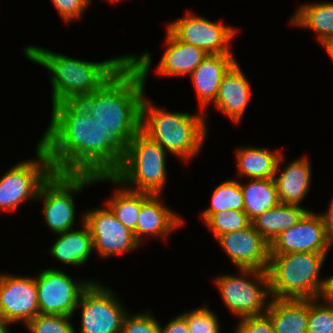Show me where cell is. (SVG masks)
Masks as SVG:
<instances>
[{
	"instance_id": "cell-2",
	"label": "cell",
	"mask_w": 333,
	"mask_h": 333,
	"mask_svg": "<svg viewBox=\"0 0 333 333\" xmlns=\"http://www.w3.org/2000/svg\"><path fill=\"white\" fill-rule=\"evenodd\" d=\"M151 58L129 56L96 91L79 102L124 149L140 131L144 83Z\"/></svg>"
},
{
	"instance_id": "cell-36",
	"label": "cell",
	"mask_w": 333,
	"mask_h": 333,
	"mask_svg": "<svg viewBox=\"0 0 333 333\" xmlns=\"http://www.w3.org/2000/svg\"><path fill=\"white\" fill-rule=\"evenodd\" d=\"M56 9L67 22L73 18L80 17L90 0H52Z\"/></svg>"
},
{
	"instance_id": "cell-13",
	"label": "cell",
	"mask_w": 333,
	"mask_h": 333,
	"mask_svg": "<svg viewBox=\"0 0 333 333\" xmlns=\"http://www.w3.org/2000/svg\"><path fill=\"white\" fill-rule=\"evenodd\" d=\"M93 239L94 248L101 256L120 254L139 245L134 233L126 228L108 209H96L83 216Z\"/></svg>"
},
{
	"instance_id": "cell-4",
	"label": "cell",
	"mask_w": 333,
	"mask_h": 333,
	"mask_svg": "<svg viewBox=\"0 0 333 333\" xmlns=\"http://www.w3.org/2000/svg\"><path fill=\"white\" fill-rule=\"evenodd\" d=\"M204 116L163 111L149 106L143 98L140 130L164 150L190 158L198 152L205 139L207 129Z\"/></svg>"
},
{
	"instance_id": "cell-10",
	"label": "cell",
	"mask_w": 333,
	"mask_h": 333,
	"mask_svg": "<svg viewBox=\"0 0 333 333\" xmlns=\"http://www.w3.org/2000/svg\"><path fill=\"white\" fill-rule=\"evenodd\" d=\"M118 302L110 290L92 282L77 304L82 305V327L79 333H120L128 314Z\"/></svg>"
},
{
	"instance_id": "cell-24",
	"label": "cell",
	"mask_w": 333,
	"mask_h": 333,
	"mask_svg": "<svg viewBox=\"0 0 333 333\" xmlns=\"http://www.w3.org/2000/svg\"><path fill=\"white\" fill-rule=\"evenodd\" d=\"M83 224V230H69L59 234L60 238L50 250L55 258L66 264L78 266L87 261L94 245L88 226Z\"/></svg>"
},
{
	"instance_id": "cell-5",
	"label": "cell",
	"mask_w": 333,
	"mask_h": 333,
	"mask_svg": "<svg viewBox=\"0 0 333 333\" xmlns=\"http://www.w3.org/2000/svg\"><path fill=\"white\" fill-rule=\"evenodd\" d=\"M325 256L317 252L270 255L267 274L273 298H319L324 281H319L318 274Z\"/></svg>"
},
{
	"instance_id": "cell-31",
	"label": "cell",
	"mask_w": 333,
	"mask_h": 333,
	"mask_svg": "<svg viewBox=\"0 0 333 333\" xmlns=\"http://www.w3.org/2000/svg\"><path fill=\"white\" fill-rule=\"evenodd\" d=\"M69 319L63 315L38 314L26 325L31 333H76Z\"/></svg>"
},
{
	"instance_id": "cell-18",
	"label": "cell",
	"mask_w": 333,
	"mask_h": 333,
	"mask_svg": "<svg viewBox=\"0 0 333 333\" xmlns=\"http://www.w3.org/2000/svg\"><path fill=\"white\" fill-rule=\"evenodd\" d=\"M251 94L249 82L236 63L223 77L215 99L219 110L232 121H239Z\"/></svg>"
},
{
	"instance_id": "cell-22",
	"label": "cell",
	"mask_w": 333,
	"mask_h": 333,
	"mask_svg": "<svg viewBox=\"0 0 333 333\" xmlns=\"http://www.w3.org/2000/svg\"><path fill=\"white\" fill-rule=\"evenodd\" d=\"M310 171L308 160L302 158L290 163L278 178H273L280 203L299 205L308 191Z\"/></svg>"
},
{
	"instance_id": "cell-35",
	"label": "cell",
	"mask_w": 333,
	"mask_h": 333,
	"mask_svg": "<svg viewBox=\"0 0 333 333\" xmlns=\"http://www.w3.org/2000/svg\"><path fill=\"white\" fill-rule=\"evenodd\" d=\"M240 318L241 322L235 333H275L270 318L264 313Z\"/></svg>"
},
{
	"instance_id": "cell-41",
	"label": "cell",
	"mask_w": 333,
	"mask_h": 333,
	"mask_svg": "<svg viewBox=\"0 0 333 333\" xmlns=\"http://www.w3.org/2000/svg\"><path fill=\"white\" fill-rule=\"evenodd\" d=\"M7 323L9 324L10 322H7L4 319L0 318V333H8L6 329Z\"/></svg>"
},
{
	"instance_id": "cell-32",
	"label": "cell",
	"mask_w": 333,
	"mask_h": 333,
	"mask_svg": "<svg viewBox=\"0 0 333 333\" xmlns=\"http://www.w3.org/2000/svg\"><path fill=\"white\" fill-rule=\"evenodd\" d=\"M318 300L309 299L307 333H333V306L317 305Z\"/></svg>"
},
{
	"instance_id": "cell-6",
	"label": "cell",
	"mask_w": 333,
	"mask_h": 333,
	"mask_svg": "<svg viewBox=\"0 0 333 333\" xmlns=\"http://www.w3.org/2000/svg\"><path fill=\"white\" fill-rule=\"evenodd\" d=\"M166 151L141 130L124 148L122 162L111 176H96V181L134 183L136 192L159 195L165 183Z\"/></svg>"
},
{
	"instance_id": "cell-39",
	"label": "cell",
	"mask_w": 333,
	"mask_h": 333,
	"mask_svg": "<svg viewBox=\"0 0 333 333\" xmlns=\"http://www.w3.org/2000/svg\"><path fill=\"white\" fill-rule=\"evenodd\" d=\"M321 296L327 300V302L329 301L327 304L333 306V275L324 280L320 293V297Z\"/></svg>"
},
{
	"instance_id": "cell-7",
	"label": "cell",
	"mask_w": 333,
	"mask_h": 333,
	"mask_svg": "<svg viewBox=\"0 0 333 333\" xmlns=\"http://www.w3.org/2000/svg\"><path fill=\"white\" fill-rule=\"evenodd\" d=\"M96 181L91 174L52 173L41 185L38 195L44 199V215L47 225L56 234L71 230L74 223L72 192L81 191L89 182Z\"/></svg>"
},
{
	"instance_id": "cell-28",
	"label": "cell",
	"mask_w": 333,
	"mask_h": 333,
	"mask_svg": "<svg viewBox=\"0 0 333 333\" xmlns=\"http://www.w3.org/2000/svg\"><path fill=\"white\" fill-rule=\"evenodd\" d=\"M150 195L149 193L123 189L122 191H117L115 197L108 201V206L115 217L126 228L134 232L136 230L141 204Z\"/></svg>"
},
{
	"instance_id": "cell-12",
	"label": "cell",
	"mask_w": 333,
	"mask_h": 333,
	"mask_svg": "<svg viewBox=\"0 0 333 333\" xmlns=\"http://www.w3.org/2000/svg\"><path fill=\"white\" fill-rule=\"evenodd\" d=\"M168 30L180 41L205 50L208 54H232L228 42L235 30L206 18L187 16L172 22Z\"/></svg>"
},
{
	"instance_id": "cell-9",
	"label": "cell",
	"mask_w": 333,
	"mask_h": 333,
	"mask_svg": "<svg viewBox=\"0 0 333 333\" xmlns=\"http://www.w3.org/2000/svg\"><path fill=\"white\" fill-rule=\"evenodd\" d=\"M90 284L79 285L61 270H43L36 279L39 314L71 317L82 293Z\"/></svg>"
},
{
	"instance_id": "cell-17",
	"label": "cell",
	"mask_w": 333,
	"mask_h": 333,
	"mask_svg": "<svg viewBox=\"0 0 333 333\" xmlns=\"http://www.w3.org/2000/svg\"><path fill=\"white\" fill-rule=\"evenodd\" d=\"M233 54H208L190 74L201 106L215 101L223 77L236 64Z\"/></svg>"
},
{
	"instance_id": "cell-3",
	"label": "cell",
	"mask_w": 333,
	"mask_h": 333,
	"mask_svg": "<svg viewBox=\"0 0 333 333\" xmlns=\"http://www.w3.org/2000/svg\"><path fill=\"white\" fill-rule=\"evenodd\" d=\"M30 60L51 71L53 105L79 102L106 82L129 58L122 56L104 62L81 61L35 46L26 47Z\"/></svg>"
},
{
	"instance_id": "cell-23",
	"label": "cell",
	"mask_w": 333,
	"mask_h": 333,
	"mask_svg": "<svg viewBox=\"0 0 333 333\" xmlns=\"http://www.w3.org/2000/svg\"><path fill=\"white\" fill-rule=\"evenodd\" d=\"M308 210L299 205L280 203L265 211L251 223L259 234L269 243L283 231L297 224Z\"/></svg>"
},
{
	"instance_id": "cell-14",
	"label": "cell",
	"mask_w": 333,
	"mask_h": 333,
	"mask_svg": "<svg viewBox=\"0 0 333 333\" xmlns=\"http://www.w3.org/2000/svg\"><path fill=\"white\" fill-rule=\"evenodd\" d=\"M329 246L322 217L308 211L297 224L280 233L272 241L270 255L301 252L326 253Z\"/></svg>"
},
{
	"instance_id": "cell-37",
	"label": "cell",
	"mask_w": 333,
	"mask_h": 333,
	"mask_svg": "<svg viewBox=\"0 0 333 333\" xmlns=\"http://www.w3.org/2000/svg\"><path fill=\"white\" fill-rule=\"evenodd\" d=\"M159 329L160 333H189V328L183 315H180L169 322L165 328L160 326Z\"/></svg>"
},
{
	"instance_id": "cell-27",
	"label": "cell",
	"mask_w": 333,
	"mask_h": 333,
	"mask_svg": "<svg viewBox=\"0 0 333 333\" xmlns=\"http://www.w3.org/2000/svg\"><path fill=\"white\" fill-rule=\"evenodd\" d=\"M291 20V24L308 27L318 32L320 42L333 38V3L331 2L302 6Z\"/></svg>"
},
{
	"instance_id": "cell-8",
	"label": "cell",
	"mask_w": 333,
	"mask_h": 333,
	"mask_svg": "<svg viewBox=\"0 0 333 333\" xmlns=\"http://www.w3.org/2000/svg\"><path fill=\"white\" fill-rule=\"evenodd\" d=\"M36 161H25L10 169L0 178V208L16 209L20 202L37 198L41 185L53 170L45 149L38 144Z\"/></svg>"
},
{
	"instance_id": "cell-26",
	"label": "cell",
	"mask_w": 333,
	"mask_h": 333,
	"mask_svg": "<svg viewBox=\"0 0 333 333\" xmlns=\"http://www.w3.org/2000/svg\"><path fill=\"white\" fill-rule=\"evenodd\" d=\"M240 175L252 179L274 178L282 159L279 154L269 150L246 148L237 152Z\"/></svg>"
},
{
	"instance_id": "cell-19",
	"label": "cell",
	"mask_w": 333,
	"mask_h": 333,
	"mask_svg": "<svg viewBox=\"0 0 333 333\" xmlns=\"http://www.w3.org/2000/svg\"><path fill=\"white\" fill-rule=\"evenodd\" d=\"M264 313L275 333H307L309 299H273Z\"/></svg>"
},
{
	"instance_id": "cell-33",
	"label": "cell",
	"mask_w": 333,
	"mask_h": 333,
	"mask_svg": "<svg viewBox=\"0 0 333 333\" xmlns=\"http://www.w3.org/2000/svg\"><path fill=\"white\" fill-rule=\"evenodd\" d=\"M182 315L186 319L189 333H219L215 314L205 306Z\"/></svg>"
},
{
	"instance_id": "cell-29",
	"label": "cell",
	"mask_w": 333,
	"mask_h": 333,
	"mask_svg": "<svg viewBox=\"0 0 333 333\" xmlns=\"http://www.w3.org/2000/svg\"><path fill=\"white\" fill-rule=\"evenodd\" d=\"M211 203V207L203 213H217L230 209L244 211V199L240 183L228 180L220 184L213 192Z\"/></svg>"
},
{
	"instance_id": "cell-40",
	"label": "cell",
	"mask_w": 333,
	"mask_h": 333,
	"mask_svg": "<svg viewBox=\"0 0 333 333\" xmlns=\"http://www.w3.org/2000/svg\"><path fill=\"white\" fill-rule=\"evenodd\" d=\"M326 48L327 52L333 59V38H327L321 42Z\"/></svg>"
},
{
	"instance_id": "cell-15",
	"label": "cell",
	"mask_w": 333,
	"mask_h": 333,
	"mask_svg": "<svg viewBox=\"0 0 333 333\" xmlns=\"http://www.w3.org/2000/svg\"><path fill=\"white\" fill-rule=\"evenodd\" d=\"M39 314L36 278L0 276V318L7 322L30 320Z\"/></svg>"
},
{
	"instance_id": "cell-25",
	"label": "cell",
	"mask_w": 333,
	"mask_h": 333,
	"mask_svg": "<svg viewBox=\"0 0 333 333\" xmlns=\"http://www.w3.org/2000/svg\"><path fill=\"white\" fill-rule=\"evenodd\" d=\"M244 199V212L252 222L259 215L280 204L273 178L254 179L248 185L240 184Z\"/></svg>"
},
{
	"instance_id": "cell-21",
	"label": "cell",
	"mask_w": 333,
	"mask_h": 333,
	"mask_svg": "<svg viewBox=\"0 0 333 333\" xmlns=\"http://www.w3.org/2000/svg\"><path fill=\"white\" fill-rule=\"evenodd\" d=\"M159 195H150L142 204L138 216L135 239L140 243L141 235L166 236L183 222L157 199Z\"/></svg>"
},
{
	"instance_id": "cell-16",
	"label": "cell",
	"mask_w": 333,
	"mask_h": 333,
	"mask_svg": "<svg viewBox=\"0 0 333 333\" xmlns=\"http://www.w3.org/2000/svg\"><path fill=\"white\" fill-rule=\"evenodd\" d=\"M217 239L237 268L267 271L270 244L252 223L242 230L222 234Z\"/></svg>"
},
{
	"instance_id": "cell-30",
	"label": "cell",
	"mask_w": 333,
	"mask_h": 333,
	"mask_svg": "<svg viewBox=\"0 0 333 333\" xmlns=\"http://www.w3.org/2000/svg\"><path fill=\"white\" fill-rule=\"evenodd\" d=\"M201 216L216 238L228 232L242 230L251 224L244 211L233 209L217 213H202Z\"/></svg>"
},
{
	"instance_id": "cell-20",
	"label": "cell",
	"mask_w": 333,
	"mask_h": 333,
	"mask_svg": "<svg viewBox=\"0 0 333 333\" xmlns=\"http://www.w3.org/2000/svg\"><path fill=\"white\" fill-rule=\"evenodd\" d=\"M166 38L168 48L158 66L160 74H191L208 55L205 50L178 40L169 30Z\"/></svg>"
},
{
	"instance_id": "cell-11",
	"label": "cell",
	"mask_w": 333,
	"mask_h": 333,
	"mask_svg": "<svg viewBox=\"0 0 333 333\" xmlns=\"http://www.w3.org/2000/svg\"><path fill=\"white\" fill-rule=\"evenodd\" d=\"M246 274H252L259 281L265 290L253 284L245 278L233 277L232 275L221 276L216 279L220 293L226 306L241 317L263 315L261 310L264 306V299L270 293L269 278L267 271L257 269H240Z\"/></svg>"
},
{
	"instance_id": "cell-1",
	"label": "cell",
	"mask_w": 333,
	"mask_h": 333,
	"mask_svg": "<svg viewBox=\"0 0 333 333\" xmlns=\"http://www.w3.org/2000/svg\"><path fill=\"white\" fill-rule=\"evenodd\" d=\"M54 173L111 176L124 149L80 102L53 105L52 120L39 143Z\"/></svg>"
},
{
	"instance_id": "cell-34",
	"label": "cell",
	"mask_w": 333,
	"mask_h": 333,
	"mask_svg": "<svg viewBox=\"0 0 333 333\" xmlns=\"http://www.w3.org/2000/svg\"><path fill=\"white\" fill-rule=\"evenodd\" d=\"M126 315L120 333H160L159 323L149 314Z\"/></svg>"
},
{
	"instance_id": "cell-38",
	"label": "cell",
	"mask_w": 333,
	"mask_h": 333,
	"mask_svg": "<svg viewBox=\"0 0 333 333\" xmlns=\"http://www.w3.org/2000/svg\"><path fill=\"white\" fill-rule=\"evenodd\" d=\"M322 217L325 229V235L328 243L331 245L333 243V199L330 205L329 212L324 215H320Z\"/></svg>"
}]
</instances>
